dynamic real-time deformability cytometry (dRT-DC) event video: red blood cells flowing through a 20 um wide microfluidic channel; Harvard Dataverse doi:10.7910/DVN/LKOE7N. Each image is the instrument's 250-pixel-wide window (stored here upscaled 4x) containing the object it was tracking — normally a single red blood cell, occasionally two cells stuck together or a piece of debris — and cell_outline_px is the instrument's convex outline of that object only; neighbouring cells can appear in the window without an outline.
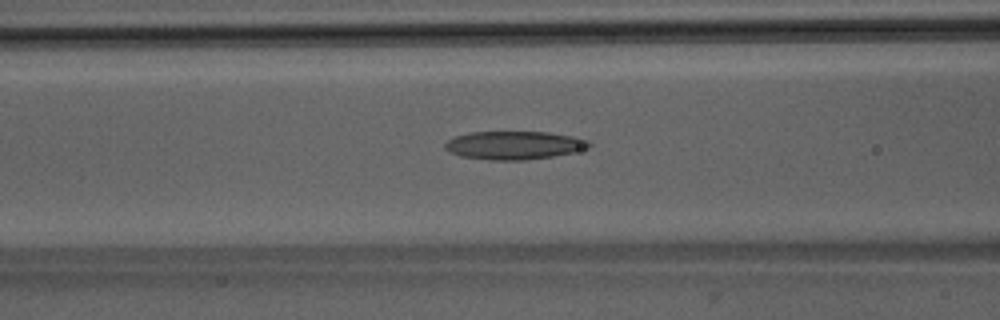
{"species": "Egyptian fruit bat (a non-hibernating species)", "species_latin": "Rousettus aegyptiacus", "temperature_condition": "room temperature", "stored_images_in_passage": 34, "camera_frame_rate_fps": 3000, "um_per_image_px": 0.085, "animal": {"sex": "male"}, "frame": {"image": 1, "passage_image": 10, "time_ms": 3.0, "image_size_px": [1000, 320], "cell_outline_px": [[592, 144], [588, 148], [572, 152], [552, 156], [524, 160], [488, 160], [460, 156], [448, 152], [444, 148], [444, 144], [448, 140], [456, 136], [472, 132], [548, 132], [572, 136], [588, 140]], "centroid_in_image_um": [43.67, 12.35], "position_along_channel_um": 122.9, "area_um2": 23.7}}
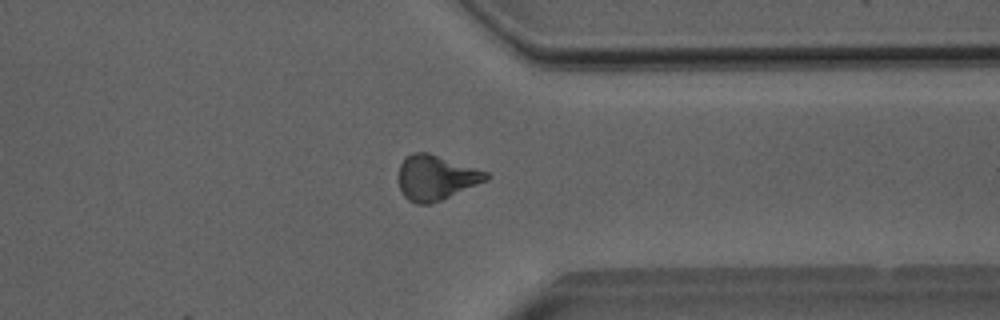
{"frame": {"image": 2, "passage_image": 29, "time_ms": 9.333, "image_size_px": [1000, 320], "cell_outline_px": [[488, 180], [440, 200], [428, 204], [416, 204], [408, 200], [404, 196], [400, 188], [400, 164], [412, 152], [428, 152], [488, 172]], "centroid_in_image_um": [37.06, 15.1], "position_along_channel_um": 374.3, "area_um2": 22.54}}